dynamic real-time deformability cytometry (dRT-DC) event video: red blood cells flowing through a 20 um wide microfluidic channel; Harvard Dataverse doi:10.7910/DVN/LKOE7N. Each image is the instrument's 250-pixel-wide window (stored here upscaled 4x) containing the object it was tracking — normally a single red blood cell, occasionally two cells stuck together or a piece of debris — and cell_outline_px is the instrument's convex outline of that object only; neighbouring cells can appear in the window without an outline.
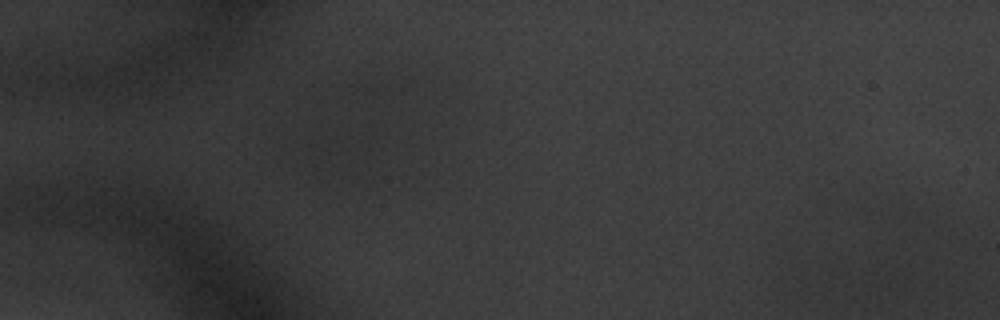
{"species": "common noctule bat (a hibernating species)", "species_latin": "Nyctalus noctula", "temperature_condition": "warm", "stored_images_in_passage": 3, "camera_frame_rate_fps": 3000, "um_per_image_px": 0.085, "animal": {"sex": "male", "body_mass_g": 20.1, "forearm_length_mm": 53.5}, "frame": {"image": 1, "passage_image": 1, "time_ms": 0.0, "image_size_px": [1000, 320], "cell_outline_px": [[904, 272], [900, 288], [876, 304], [844, 296], [836, 280], [836, 276], [868, 268], [904, 268]], "centroid_in_image_um": [74.02, 24.11], "position_along_channel_um": 11.0, "area_um2": 12.83}}